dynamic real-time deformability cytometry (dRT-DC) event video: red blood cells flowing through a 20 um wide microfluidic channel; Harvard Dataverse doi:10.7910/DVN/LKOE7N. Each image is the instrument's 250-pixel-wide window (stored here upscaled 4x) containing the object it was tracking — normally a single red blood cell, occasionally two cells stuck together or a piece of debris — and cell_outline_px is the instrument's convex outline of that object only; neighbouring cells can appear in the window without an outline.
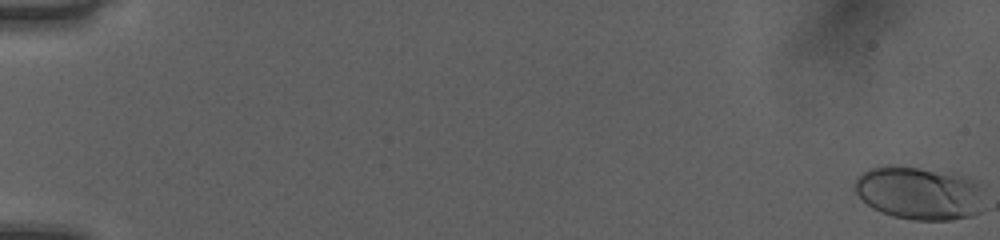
{"species": "human", "species_latin": "Homo sapiens", "temperature_condition": "room temperature", "stored_images_in_passage": 53, "camera_frame_rate_fps": 3000, "um_per_image_px": 0.085, "donor": {"sex": "female"}, "frame": {"image": 1, "passage_image": 1, "time_ms": 0.0, "image_size_px": [1000, 240], "cell_outline_px": [[980, 212], [972, 216], [952, 220], [912, 220], [892, 216], [872, 208], [856, 192], [852, 184], [864, 172], [872, 168], [888, 164], [892, 164], [952, 172], [976, 180]], "centroid_in_image_um": [78.07, 16.4], "position_along_channel_um": 6.9, "area_um2": 39.94}}
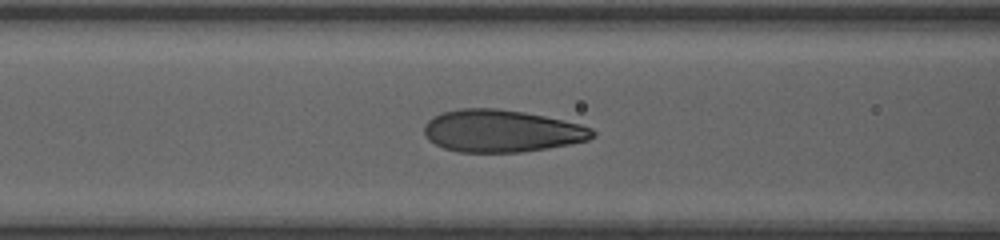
{"frame": {"image": 2, "passage_image": 24, "time_ms": 7.667, "image_size_px": [1000, 240], "cell_outline_px": [[596, 136], [588, 140], [568, 144], [524, 152], [460, 152], [444, 148], [428, 140], [424, 136], [424, 124], [432, 116], [444, 112], [460, 108], [496, 108], [524, 112], [544, 116], [580, 124], [592, 128], [596, 132]], "centroid_in_image_um": [42.62, 11.13], "position_along_channel_um": 124.0, "area_um2": 41.56}}
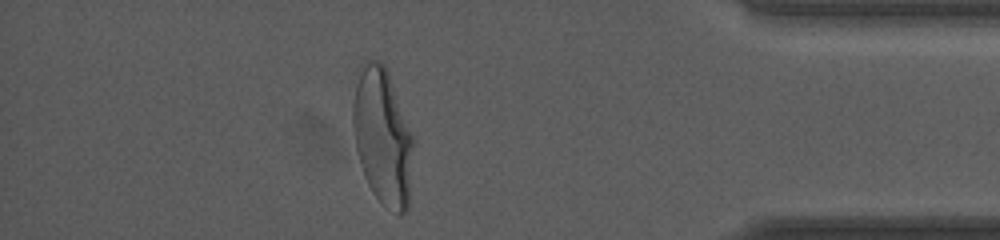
{"frame": {"image": 3, "passage_image": 47, "time_ms": 15.333, "image_size_px": [1000, 240], "cell_outline_px": [[412, 148], [408, 208], [404, 212], [396, 212], [380, 200], [372, 192], [364, 176], [356, 152], [352, 124], [352, 104], [360, 64], [364, 60], [380, 60], [384, 64], [388, 72], [412, 136]], "centroid_in_image_um": [32.47, 11.55], "position_along_channel_um": 402.7, "area_um2": 47.34}, "authors_computed_cell_mechanics": {"area_um2": 41.2692, "velocity_mm_per_s": 4.0527, "shape_relaxation_time_tau1_ms": 4.432, "shape_relaxation_time_tau2_ms": null, "deformation_change_tau1": 0.2137, "deformation_change_tau2": null}}